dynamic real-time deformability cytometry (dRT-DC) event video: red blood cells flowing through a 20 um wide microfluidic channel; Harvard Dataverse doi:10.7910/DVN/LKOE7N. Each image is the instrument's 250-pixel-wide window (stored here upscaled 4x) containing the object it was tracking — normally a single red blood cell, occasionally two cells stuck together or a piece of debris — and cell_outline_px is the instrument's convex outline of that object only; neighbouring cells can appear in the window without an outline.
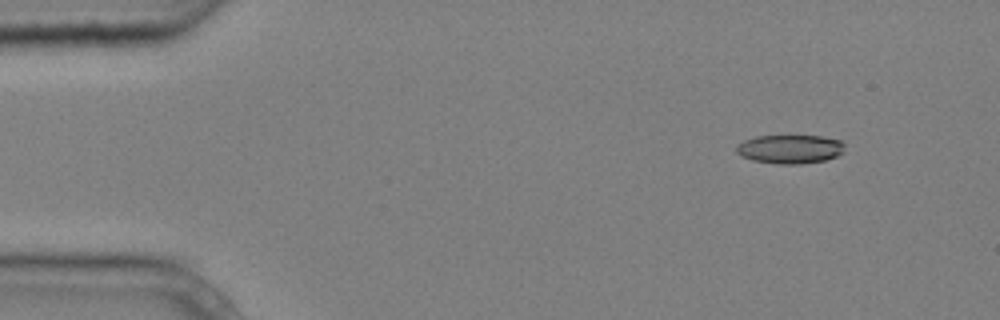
{"species": "common noctule bat (a hibernating species)", "species_latin": "Nyctalus noctula", "temperature_condition": "cold", "stored_images_in_passage": 5, "camera_frame_rate_fps": 3000, "um_per_image_px": 0.085, "animal": {"sex": "male", "body_mass_g": 20.4}, "frame": {"image": 1, "passage_image": 2, "time_ms": 0.333, "image_size_px": [1000, 320], "cell_outline_px": [[844, 152], [836, 156], [824, 160], [800, 164], [776, 164], [752, 160], [740, 156], [736, 152], [736, 144], [744, 140], [756, 136], [788, 132], [824, 136], [844, 140]], "centroid_in_image_um": [67.15, 12.6], "position_along_channel_um": 17.9, "area_um2": 19.42}}